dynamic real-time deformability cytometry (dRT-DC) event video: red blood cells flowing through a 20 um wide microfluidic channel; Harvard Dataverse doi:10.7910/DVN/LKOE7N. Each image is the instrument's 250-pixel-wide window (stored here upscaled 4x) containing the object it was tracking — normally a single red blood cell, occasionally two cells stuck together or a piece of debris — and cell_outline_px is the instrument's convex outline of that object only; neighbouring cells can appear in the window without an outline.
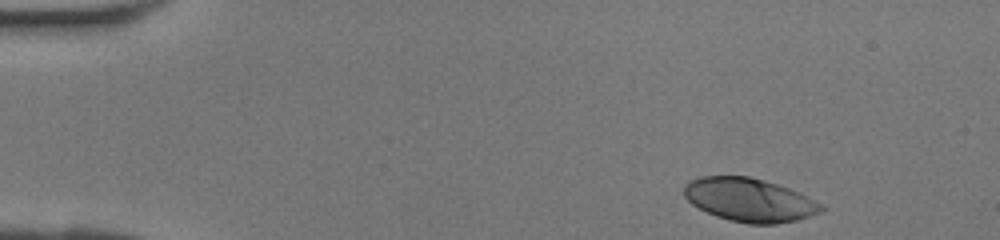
{"species": "human", "species_latin": "Homo sapiens", "temperature_condition": "room temperature", "stored_images_in_passage": 37, "camera_frame_rate_fps": 3000, "um_per_image_px": 0.085, "donor": {"sex": "female"}, "frame": {"image": 1, "passage_image": 1, "time_ms": 0.0, "image_size_px": [1000, 240], "cell_outline_px": [[824, 208], [820, 212], [796, 220], [776, 224], [748, 224], [716, 216], [692, 204], [684, 196], [684, 188], [688, 180], [700, 176], [748, 176], [764, 180], [788, 188], [820, 204]], "centroid_in_image_um": [63.64, 16.98], "position_along_channel_um": 21.4, "area_um2": 34.22}}
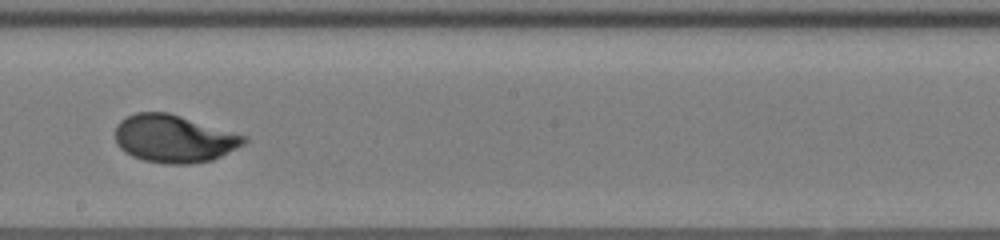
{"frame": {"image": 2, "passage_image": 20, "time_ms": 6.333, "image_size_px": [1000, 240], "cell_outline_px": [[248, 140], [244, 144], [212, 160], [188, 164], [164, 164], [144, 160], [132, 156], [124, 152], [116, 144], [116, 124], [120, 120], [136, 112], [168, 112], [248, 136]], "centroid_in_image_um": [14.78, 11.78], "position_along_channel_um": 233.4, "area_um2": 35.84}}
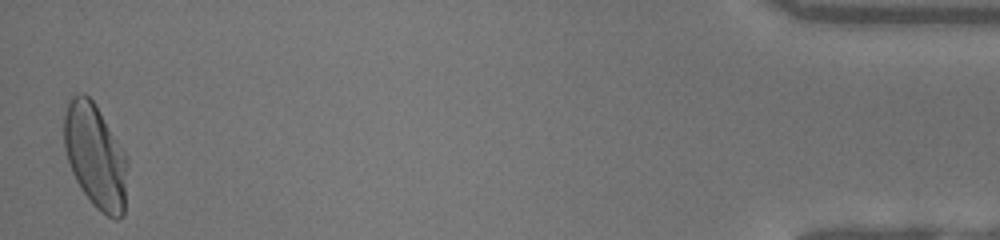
{"frame": {"image": 3, "passage_image": 37, "time_ms": 12.0, "image_size_px": [1000, 240], "cell_outline_px": [[128, 164], [124, 216], [116, 220], [108, 216], [96, 208], [92, 204], [80, 188], [72, 172], [64, 148], [64, 116], [68, 104], [72, 96], [80, 92], [84, 92], [96, 104], [124, 152], [128, 160]], "centroid_in_image_um": [8.11, 13.29], "position_along_channel_um": 427.1, "area_um2": 38.61}}